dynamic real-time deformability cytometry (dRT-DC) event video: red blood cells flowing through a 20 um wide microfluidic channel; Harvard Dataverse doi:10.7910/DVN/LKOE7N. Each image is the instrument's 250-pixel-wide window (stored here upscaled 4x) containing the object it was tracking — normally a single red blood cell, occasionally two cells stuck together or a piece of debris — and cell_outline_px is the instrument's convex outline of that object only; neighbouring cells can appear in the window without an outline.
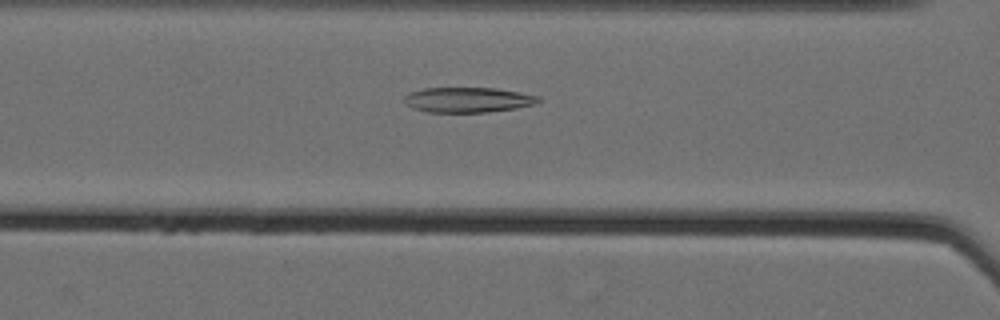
{"species": "Egyptian fruit bat (a non-hibernating species)", "species_latin": "Rousettus aegyptiacus", "temperature_condition": "cold", "stored_images_in_passage": 57, "camera_frame_rate_fps": 3000, "um_per_image_px": 0.085, "animal": {"sex": "female"}, "frame": {"image": 1, "passage_image": 26, "time_ms": 8.333, "image_size_px": [1000, 320], "cell_outline_px": [[540, 100], [536, 104], [516, 108], [484, 112], [428, 112], [412, 108], [404, 100], [404, 96], [408, 92], [424, 88], [496, 88], [540, 96]], "centroid_in_image_um": [39.76, 8.48], "position_along_channel_um": 126.8, "area_um2": 19.59}}
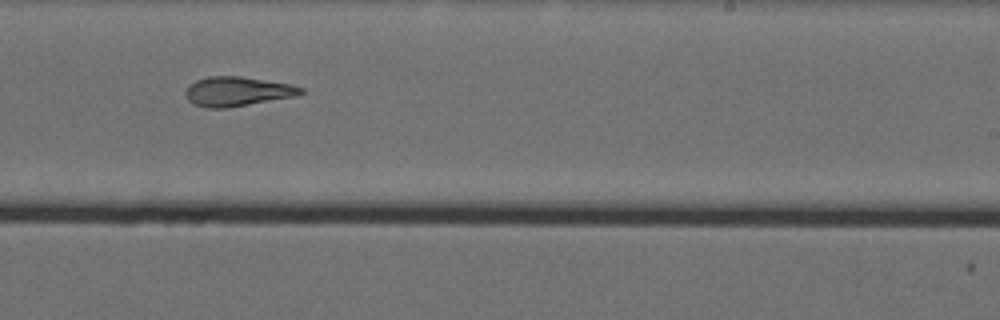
{"frame": {"image": 2, "passage_image": 38, "time_ms": 12.333, "image_size_px": [1000, 320], "cell_outline_px": [[304, 92], [296, 96], [228, 108], [208, 108], [192, 104], [188, 100], [184, 92], [188, 84], [196, 80], [208, 76], [240, 76], [288, 84], [304, 88]], "centroid_in_image_um": [20.12, 7.78], "position_along_channel_um": 268.9, "area_um2": 19.83}}
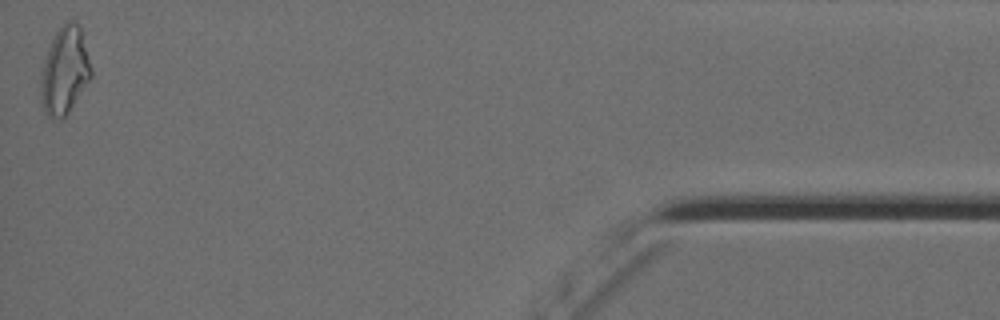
{"frame": {"image": 3, "passage_image": 57, "time_ms": 18.667, "image_size_px": [1000, 320], "cell_outline_px": [[92, 76], [68, 112], [60, 120], [52, 120], [44, 112], [40, 92], [40, 80], [44, 60], [52, 36], [64, 24], [76, 24], [80, 28], [92, 68]], "centroid_in_image_um": [5.47, 6.08], "position_along_channel_um": 429.7, "area_um2": 25.2}, "authors_computed_cell_mechanics": {"area_um2": 22.0218, "velocity_mm_per_s": 3.5528, "shape_relaxation_time_tau1_ms": null, "shape_relaxation_time_tau2_ms": 3.2268, "deformation_change_tau1": null, "deformation_change_tau2": 0.1147}}